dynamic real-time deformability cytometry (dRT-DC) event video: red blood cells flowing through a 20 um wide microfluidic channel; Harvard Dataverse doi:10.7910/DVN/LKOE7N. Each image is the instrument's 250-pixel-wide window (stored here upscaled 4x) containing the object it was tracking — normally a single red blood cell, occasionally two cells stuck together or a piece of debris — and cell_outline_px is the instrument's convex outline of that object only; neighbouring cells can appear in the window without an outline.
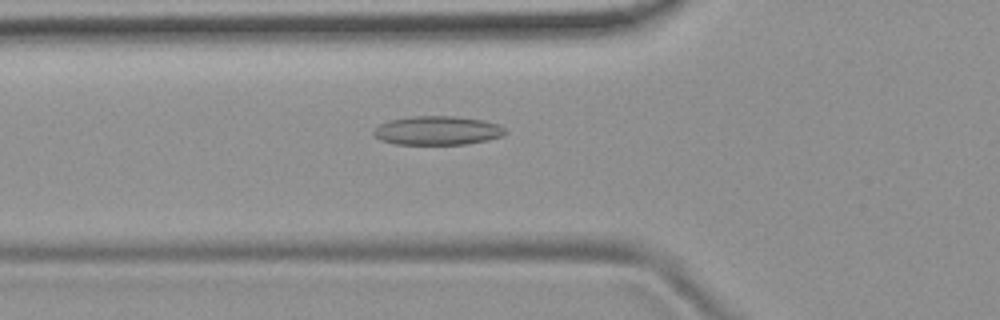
{"species": "common noctule bat (a hibernating species)", "species_latin": "Nyctalus noctula", "temperature_condition": "room temperature", "stored_images_in_passage": 37, "camera_frame_rate_fps": 3000, "um_per_image_px": 0.085, "animal": {"sex": "female", "body_mass_g": 19.9}, "frame": {"image": 1, "passage_image": 3, "time_ms": 0.667, "image_size_px": [1000, 320], "cell_outline_px": [[508, 132], [504, 136], [488, 140], [468, 144], [396, 144], [380, 140], [372, 132], [380, 124], [392, 120], [412, 116], [456, 116], [484, 120], [500, 124]], "centroid_in_image_um": [37.25, 11.09], "position_along_channel_um": 88.5, "area_um2": 22.25}}
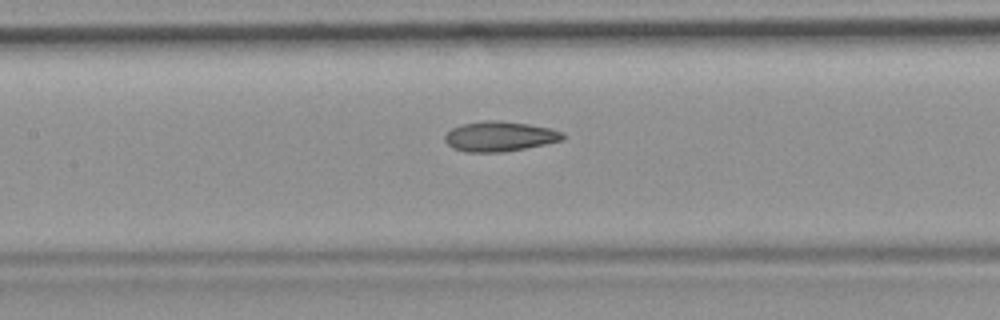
{"frame": {"image": 2, "passage_image": 9, "time_ms": 2.667, "image_size_px": [1000, 320], "cell_outline_px": [[564, 140], [504, 152], [468, 152], [452, 148], [444, 140], [444, 136], [452, 128], [460, 124], [480, 120], [496, 120], [528, 124], [552, 128], [564, 132]], "centroid_in_image_um": [42.46, 11.58], "position_along_channel_um": 164.9, "area_um2": 20.75}}
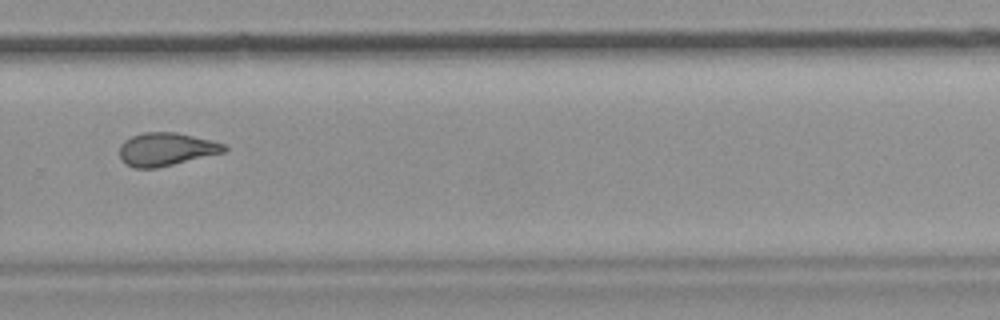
{"frame": {"image": 3, "passage_image": 21, "time_ms": 6.667, "image_size_px": [1000, 320], "cell_outline_px": [[228, 148], [224, 152], [156, 168], [136, 168], [124, 164], [120, 160], [120, 144], [124, 140], [132, 136], [144, 132], [176, 132], [212, 140], [224, 144]], "centroid_in_image_um": [14.09, 12.68], "position_along_channel_um": 315.7, "area_um2": 20.17}, "authors_computed_cell_mechanics": {"area_um2": 20.5768, "velocity_mm_per_s": 3.7882, "shape_relaxation_time_tau1_ms": null, "shape_relaxation_time_tau2_ms": 2.1319, "deformation_change_tau1": null, "deformation_change_tau2": 0.0924}}